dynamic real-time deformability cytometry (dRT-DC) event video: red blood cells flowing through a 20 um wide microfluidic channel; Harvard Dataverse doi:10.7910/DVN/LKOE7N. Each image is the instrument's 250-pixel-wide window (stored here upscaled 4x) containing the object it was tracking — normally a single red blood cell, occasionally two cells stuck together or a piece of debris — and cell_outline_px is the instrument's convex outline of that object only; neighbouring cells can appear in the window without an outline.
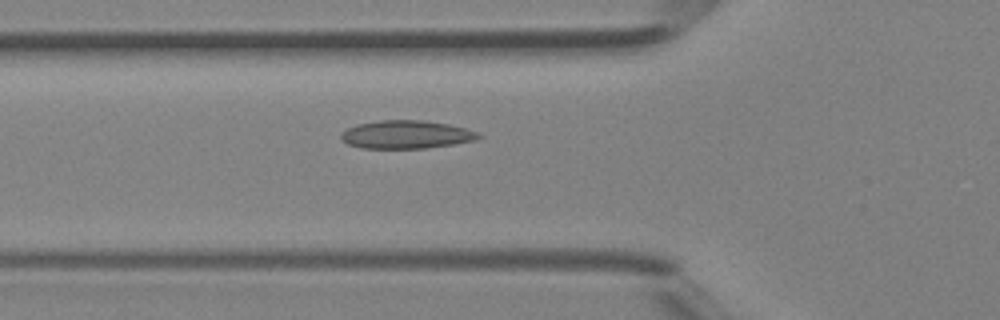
{"species": "Egyptian fruit bat (a non-hibernating species)", "species_latin": "Rousettus aegyptiacus", "temperature_condition": "room temperature", "stored_images_in_passage": 30, "camera_frame_rate_fps": 3000, "um_per_image_px": 0.085, "animal": {"sex": "female"}, "frame": {"image": 1, "passage_image": 6, "time_ms": 1.667, "image_size_px": [1000, 320], "cell_outline_px": [[484, 136], [476, 140], [428, 148], [360, 148], [348, 144], [340, 140], [340, 132], [356, 124], [380, 120], [420, 120], [448, 124], [464, 128], [476, 132]], "centroid_in_image_um": [34.48, 11.44], "position_along_channel_um": 91.3, "area_um2": 22.6}}
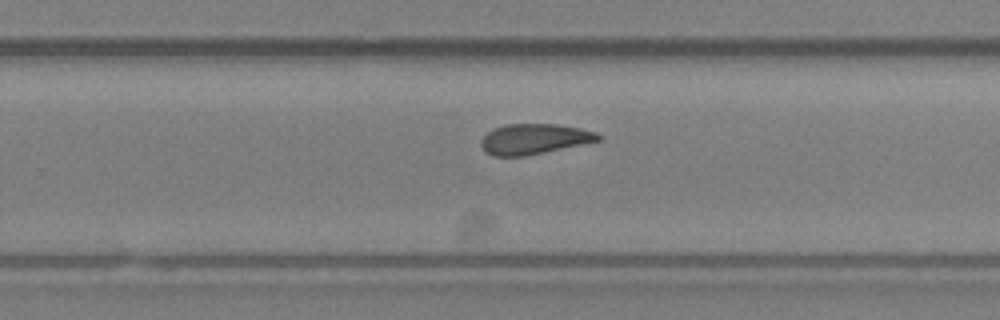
{"frame": {"image": 2, "passage_image": 18, "time_ms": 5.667, "image_size_px": [1000, 320], "cell_outline_px": [[600, 140], [544, 152], [524, 156], [492, 156], [484, 152], [480, 144], [480, 140], [492, 128], [508, 124], [556, 124], [580, 128], [596, 132], [600, 136]], "centroid_in_image_um": [45.34, 11.81], "position_along_channel_um": 284.5, "area_um2": 20.63}}
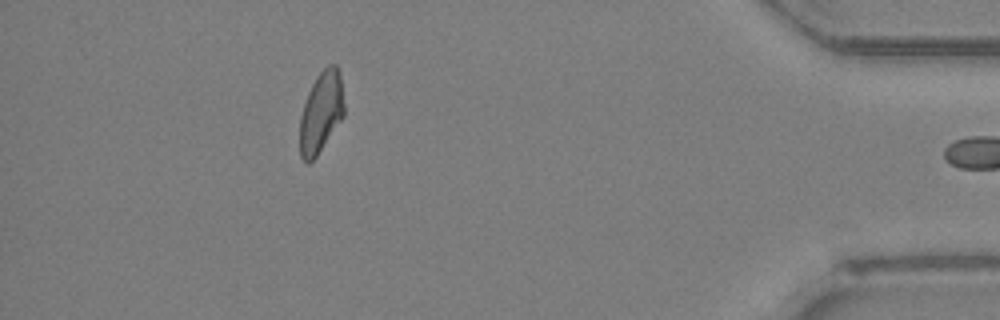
{"frame": {"image": 3, "passage_image": 29, "time_ms": 9.333, "image_size_px": [1000, 320], "cell_outline_px": [[344, 116], [316, 156], [308, 164], [300, 156], [300, 116], [308, 92], [316, 76], [328, 64], [336, 64], [340, 72], [344, 104]], "centroid_in_image_um": [27.3, 9.51], "position_along_channel_um": 407.9, "area_um2": 20.87}}